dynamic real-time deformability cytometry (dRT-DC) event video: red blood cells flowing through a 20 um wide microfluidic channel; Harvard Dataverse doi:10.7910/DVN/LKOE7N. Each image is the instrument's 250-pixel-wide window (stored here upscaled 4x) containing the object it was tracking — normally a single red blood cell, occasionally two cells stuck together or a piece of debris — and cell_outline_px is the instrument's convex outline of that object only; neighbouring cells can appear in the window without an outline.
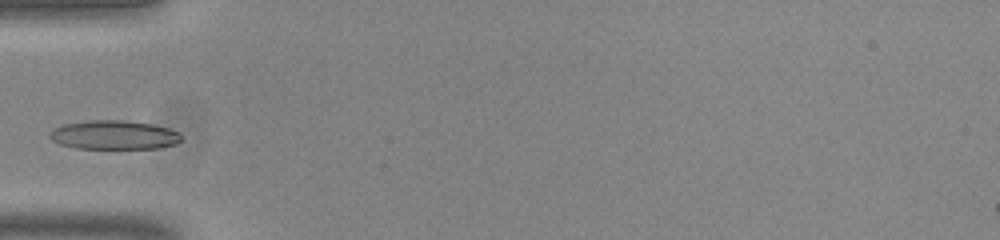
{"species": "common noctule bat (a hibernating species)", "species_latin": "Nyctalus noctula", "temperature_condition": "room temperature", "stored_images_in_passage": 37, "camera_frame_rate_fps": 3000, "um_per_image_px": 0.085, "animal": {"sex": "male", "body_mass_g": 20.0, "forearm_length_mm": 53.3}, "frame": {"image": 1, "passage_image": 1, "time_ms": 0.0, "image_size_px": [1000, 240], "cell_outline_px": [[184, 140], [176, 144], [160, 148], [76, 148], [60, 144], [52, 140], [48, 136], [48, 132], [52, 128], [64, 124], [92, 120], [124, 120], [152, 124], [168, 128], [180, 132]], "centroid_in_image_um": [9.71, 11.47], "position_along_channel_um": 75.3, "area_um2": 22.43}}
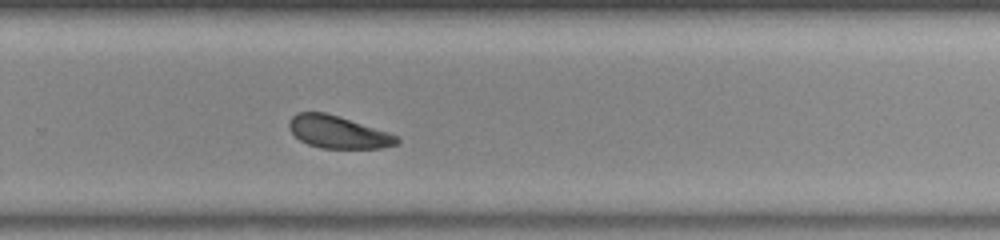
{"frame": {"image": 2, "passage_image": 19, "time_ms": 6.0, "image_size_px": [1000, 240], "cell_outline_px": [[400, 140], [396, 144], [380, 148], [320, 148], [308, 144], [300, 140], [288, 128], [288, 120], [296, 112], [324, 112], [340, 116], [388, 132], [396, 136]], "centroid_in_image_um": [28.69, 11.21], "position_along_channel_um": 301.1, "area_um2": 20.35}}
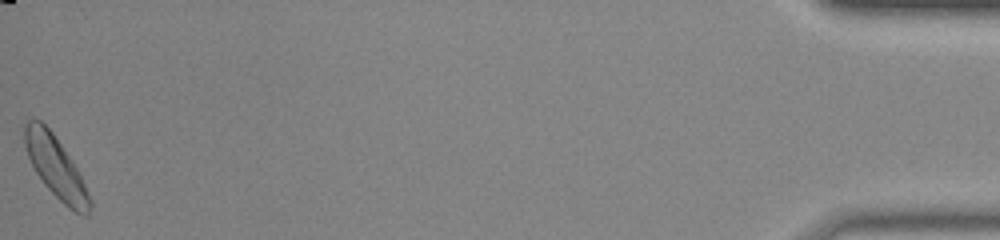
{"frame": {"image": 3, "passage_image": 37, "time_ms": 12.0, "image_size_px": [1000, 240], "cell_outline_px": [[92, 204], [88, 216], [84, 216], [68, 208], [44, 184], [36, 172], [28, 156], [24, 144], [24, 124], [28, 120], [40, 120], [52, 132], [72, 160], [92, 200]], "centroid_in_image_um": [4.74, 14.23], "position_along_channel_um": 430.5, "area_um2": 22.95}}